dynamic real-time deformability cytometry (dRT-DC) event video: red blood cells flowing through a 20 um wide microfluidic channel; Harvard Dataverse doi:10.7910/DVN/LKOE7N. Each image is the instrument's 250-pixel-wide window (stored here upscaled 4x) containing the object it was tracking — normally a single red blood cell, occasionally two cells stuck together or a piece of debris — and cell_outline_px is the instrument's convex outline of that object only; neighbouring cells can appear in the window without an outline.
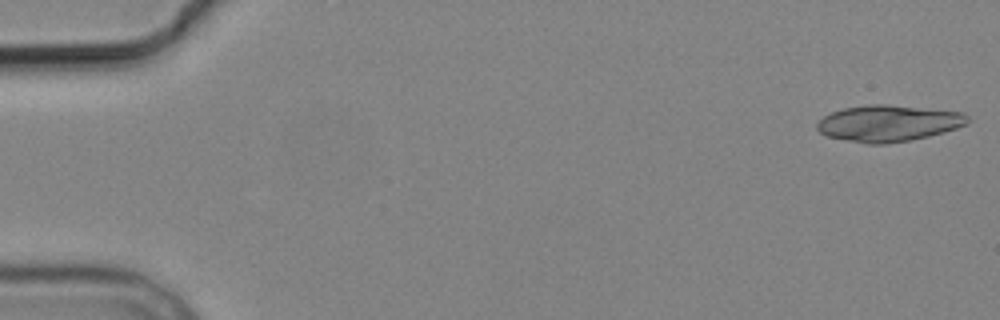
{"species": "common noctule bat (a hibernating species)", "species_latin": "Nyctalus noctula", "temperature_condition": "cold", "stored_images_in_passage": 7, "camera_frame_rate_fps": 3000, "um_per_image_px": 0.085, "animal": {"sex": "male", "body_mass_g": 19.2, "forearm_length_mm": 51.8}, "frame": {"image": 1, "passage_image": 1, "time_ms": 0.0, "image_size_px": [1000, 320], "cell_outline_px": [[968, 120], [964, 124], [956, 128], [928, 136], [908, 140], [884, 144], [868, 144], [824, 136], [816, 128], [816, 124], [824, 116], [832, 112], [844, 108], [868, 104], [888, 104], [964, 112], [968, 116]], "centroid_in_image_um": [75.48, 10.47], "position_along_channel_um": 9.5, "area_um2": 31.79}}
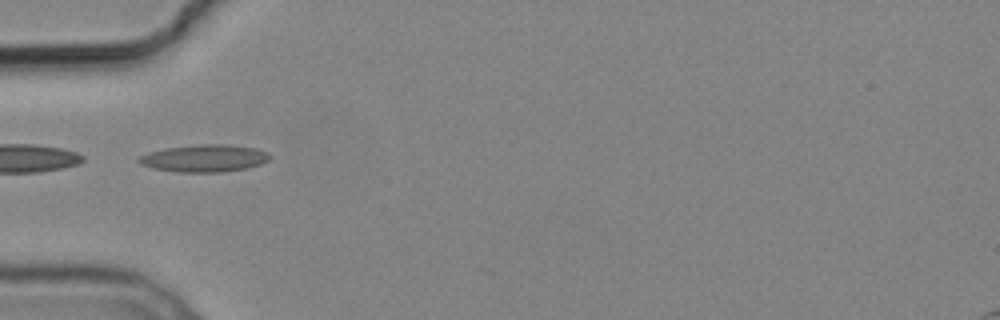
{"frame": {"image": 2, "passage_image": 6, "time_ms": 5.667, "image_size_px": [1000, 320], "cell_outline_px": [[272, 156], [268, 160], [260, 164], [248, 168], [220, 172], [176, 172], [152, 168], [140, 164], [136, 160], [140, 156], [148, 152], [164, 148], [200, 144], [228, 144], [256, 148], [268, 152]], "centroid_in_image_um": [17.36, 13.45], "position_along_channel_um": 67.6, "area_um2": 21.04}}
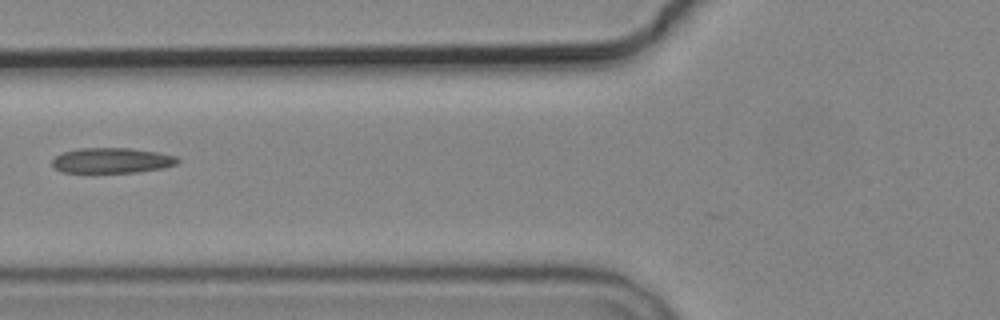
{"frame": {"image": 3, "passage_image": 7, "time_ms": 7.0, "image_size_px": [1000, 320], "cell_outline_px": [[180, 160], [176, 164], [160, 168], [136, 172], [60, 172], [52, 164], [52, 160], [56, 156], [64, 152], [80, 148], [128, 148], [156, 152], [176, 156]], "centroid_in_image_um": [9.49, 13.64], "position_along_channel_um": 116.3, "area_um2": 18.21}}